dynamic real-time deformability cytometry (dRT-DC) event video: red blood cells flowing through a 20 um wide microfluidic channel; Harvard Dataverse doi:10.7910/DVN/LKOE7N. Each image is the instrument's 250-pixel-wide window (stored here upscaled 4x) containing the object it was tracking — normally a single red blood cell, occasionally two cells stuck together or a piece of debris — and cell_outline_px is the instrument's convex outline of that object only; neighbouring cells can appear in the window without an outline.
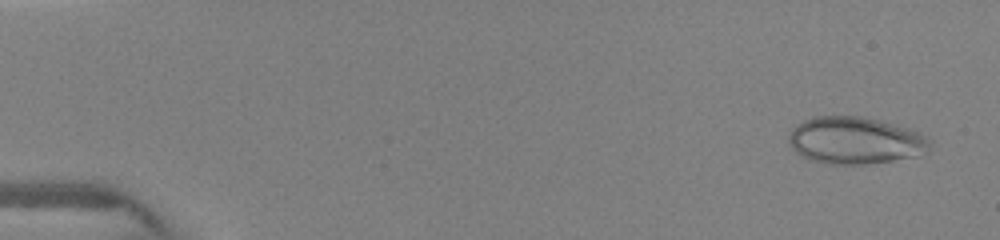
{"species": "human", "species_latin": "Homo sapiens", "temperature_condition": "warm", "stored_images_in_passage": 10, "camera_frame_rate_fps": 3000, "um_per_image_px": 0.085, "donor": {"sex": "female"}, "frame": {"image": 1, "passage_image": 2, "time_ms": 0.667, "image_size_px": [1000, 240], "cell_outline_px": [[932, 140], [928, 144], [912, 156], [892, 160], [860, 164], [832, 164], [808, 160], [800, 156], [792, 148], [788, 140], [788, 136], [792, 128], [804, 120], [812, 116], [860, 116], [876, 120], [904, 128], [916, 132]], "centroid_in_image_um": [72.53, 11.93], "position_along_channel_um": 12.5, "area_um2": 37.74}}